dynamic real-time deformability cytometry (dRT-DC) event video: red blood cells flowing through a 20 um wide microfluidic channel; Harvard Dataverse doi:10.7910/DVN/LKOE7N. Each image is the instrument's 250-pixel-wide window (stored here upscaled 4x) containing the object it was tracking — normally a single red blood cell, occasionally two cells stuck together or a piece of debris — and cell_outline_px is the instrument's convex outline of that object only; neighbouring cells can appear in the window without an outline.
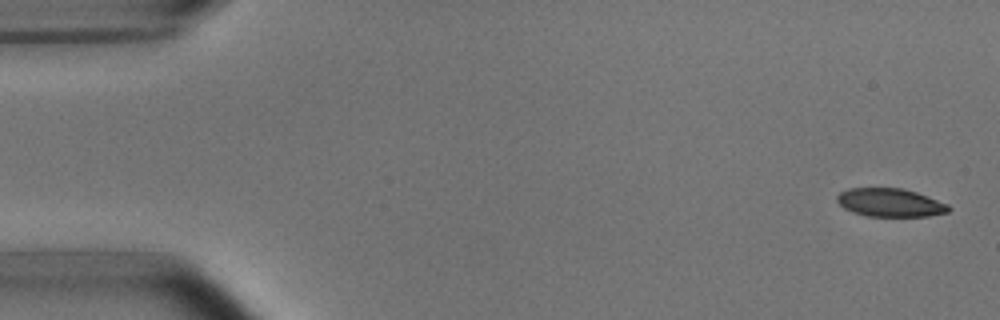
{"species": "common noctule bat (a hibernating species)", "species_latin": "Nyctalus noctula", "temperature_condition": "room temperature", "stored_images_in_passage": 5, "camera_frame_rate_fps": 3000, "um_per_image_px": 0.085, "animal": {"sex": "male", "body_mass_g": 15.6}, "frame": {"image": 1, "passage_image": 1, "time_ms": 0.0, "image_size_px": [1000, 320], "cell_outline_px": [[952, 208], [948, 212], [928, 216], [868, 216], [852, 212], [844, 208], [836, 200], [836, 196], [840, 192], [848, 188], [904, 188], [916, 192], [948, 204]], "centroid_in_image_um": [75.65, 17.22], "position_along_channel_um": 9.3, "area_um2": 18.44}}
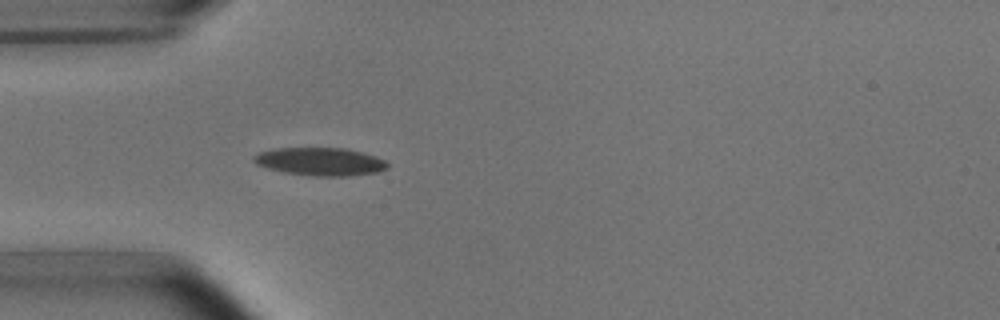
{"frame": {"image": 2, "passage_image": 5, "time_ms": 4.667, "image_size_px": [1000, 320], "cell_outline_px": [[388, 168], [380, 172], [348, 176], [312, 176], [284, 172], [268, 168], [256, 164], [252, 160], [252, 156], [260, 152], [276, 148], [344, 148], [376, 156], [384, 160], [388, 164]], "centroid_in_image_um": [27.22, 13.74], "position_along_channel_um": 57.8, "area_um2": 21.85}}